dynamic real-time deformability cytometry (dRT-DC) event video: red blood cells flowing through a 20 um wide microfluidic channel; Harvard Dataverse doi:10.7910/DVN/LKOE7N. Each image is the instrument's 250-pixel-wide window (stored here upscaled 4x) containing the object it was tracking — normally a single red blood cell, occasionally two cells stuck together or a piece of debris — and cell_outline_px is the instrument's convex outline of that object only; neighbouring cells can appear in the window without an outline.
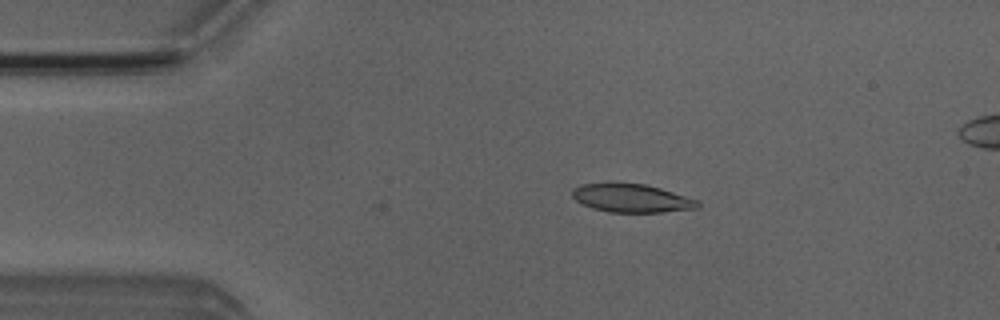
{"species": "Egyptian fruit bat (a non-hibernating species)", "species_latin": "Rousettus aegyptiacus", "temperature_condition": "room temperature", "stored_images_in_passage": 3, "camera_frame_rate_fps": 3000, "um_per_image_px": 0.085, "animal": {"sex": "male"}, "frame": {"image": 1, "passage_image": 1, "time_ms": 0.0, "image_size_px": [1000, 320], "cell_outline_px": [[700, 208], [660, 212], [608, 212], [592, 208], [580, 204], [572, 196], [572, 188], [580, 184], [644, 184], [660, 188], [700, 200]], "centroid_in_image_um": [53.7, 16.86], "position_along_channel_um": 31.3, "area_um2": 20.63}}